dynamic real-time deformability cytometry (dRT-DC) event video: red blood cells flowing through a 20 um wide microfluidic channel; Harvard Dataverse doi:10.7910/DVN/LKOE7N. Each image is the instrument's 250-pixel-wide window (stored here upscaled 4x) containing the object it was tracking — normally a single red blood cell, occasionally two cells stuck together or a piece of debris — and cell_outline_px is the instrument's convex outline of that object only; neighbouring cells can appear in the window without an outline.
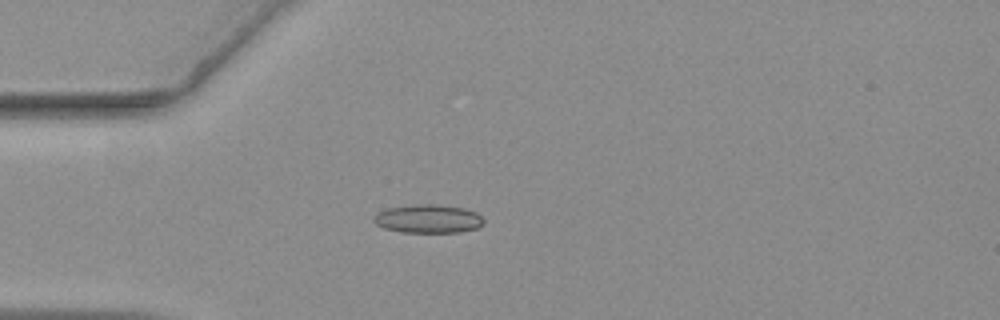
{"species": "common noctule bat (a hibernating species)", "species_latin": "Nyctalus noctula", "temperature_condition": "warm", "stored_images_in_passage": 46, "camera_frame_rate_fps": 3000, "um_per_image_px": 0.085, "animal": {"sex": "female", "body_mass_g": 19.3, "forearm_length_mm": 54.1}, "frame": {"image": 1, "passage_image": 1, "time_ms": 0.0, "image_size_px": [1000, 320], "cell_outline_px": [[484, 224], [476, 228], [460, 232], [404, 232], [384, 228], [376, 224], [372, 220], [380, 212], [388, 208], [416, 204], [436, 204], [464, 208], [476, 212], [484, 220]], "centroid_in_image_um": [36.43, 18.59], "position_along_channel_um": 48.6, "area_um2": 18.09}}
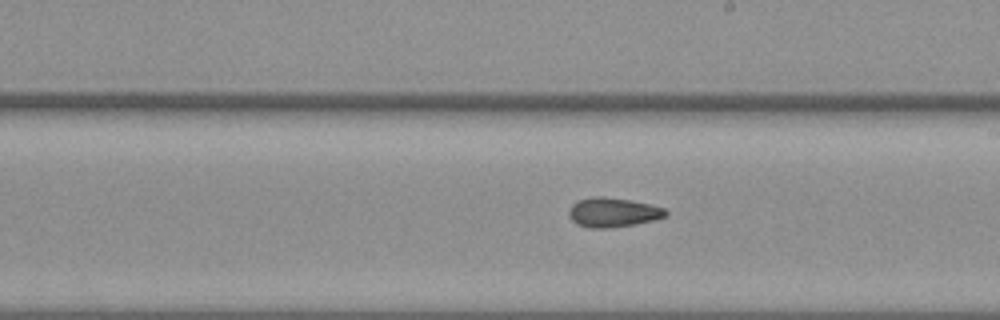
{"frame": {"image": 2, "passage_image": 18, "time_ms": 5.667, "image_size_px": [1000, 320], "cell_outline_px": [[668, 216], [656, 220], [636, 224], [608, 228], [588, 228], [576, 224], [572, 220], [568, 212], [572, 204], [576, 200], [592, 196], [604, 196], [632, 200], [652, 204], [664, 208], [668, 212]], "centroid_in_image_um": [52.12, 18.04], "position_along_channel_um": 236.9, "area_um2": 16.99}}
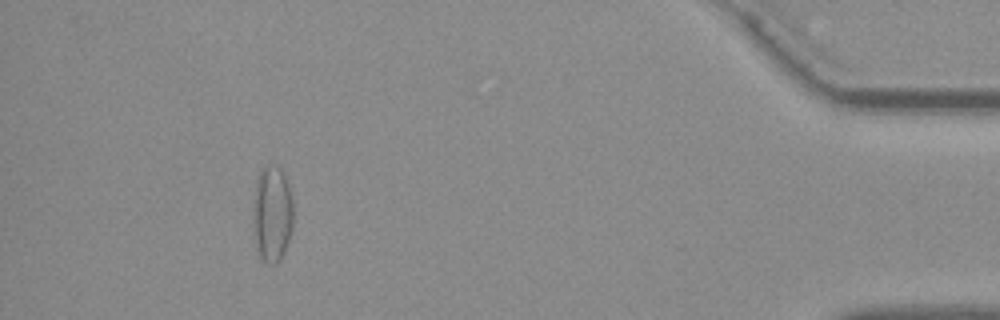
{"frame": {"image": 3, "passage_image": 40, "time_ms": 13.0, "image_size_px": [1000, 320], "cell_outline_px": [[292, 228], [284, 252], [280, 260], [276, 264], [268, 264], [260, 260], [256, 248], [252, 208], [256, 180], [260, 168], [268, 164], [276, 164], [280, 168], [288, 184], [292, 200]], "centroid_in_image_um": [23.1, 18.17], "position_along_channel_um": 412.1, "area_um2": 22.95}, "authors_computed_cell_mechanics": {"area_um2": 16.8776, "velocity_mm_per_s": 3.5316, "shape_relaxation_time_tau1_ms": null, "shape_relaxation_time_tau2_ms": 3.6505, "deformation_change_tau1": null, "deformation_change_tau2": 0.0981}}